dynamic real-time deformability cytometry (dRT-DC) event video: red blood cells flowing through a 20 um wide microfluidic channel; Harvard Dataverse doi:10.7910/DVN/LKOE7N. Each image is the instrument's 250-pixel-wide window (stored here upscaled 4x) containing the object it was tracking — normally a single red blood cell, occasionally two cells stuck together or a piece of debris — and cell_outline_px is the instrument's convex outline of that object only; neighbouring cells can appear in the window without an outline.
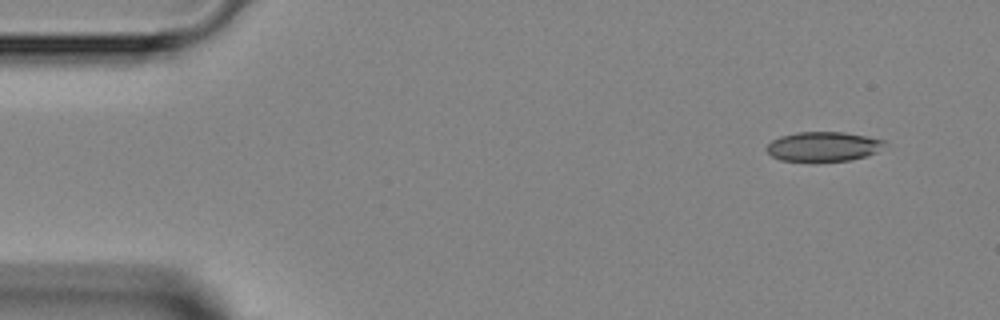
{"species": "Egyptian fruit bat (a non-hibernating species)", "species_latin": "Rousettus aegyptiacus", "temperature_condition": "room temperature", "stored_images_in_passage": 8, "camera_frame_rate_fps": 3000, "um_per_image_px": 0.085, "animal": {"sex": "female"}, "frame": {"image": 1, "passage_image": 1, "time_ms": 0.0, "image_size_px": [1000, 320], "cell_outline_px": [[884, 144], [876, 152], [852, 160], [812, 164], [780, 160], [772, 156], [764, 148], [772, 140], [780, 136], [796, 132], [844, 132], [884, 140]], "centroid_in_image_um": [69.89, 12.5], "position_along_channel_um": 15.1, "area_um2": 20.92}}
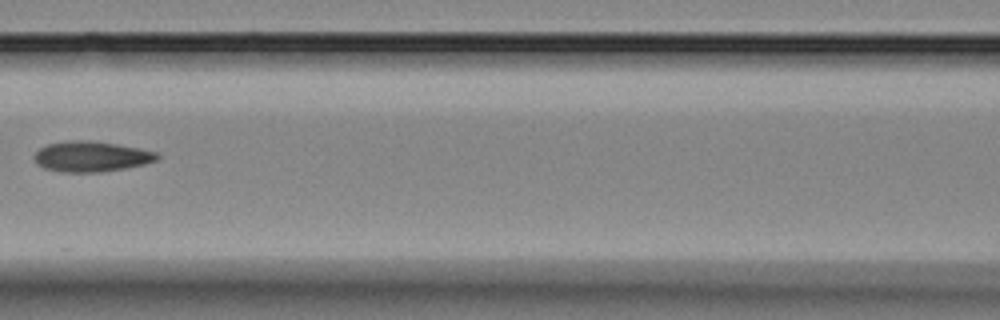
{"frame": {"image": 2, "passage_image": 6, "time_ms": 5.667, "image_size_px": [1000, 320], "cell_outline_px": [[160, 156], [156, 160], [144, 164], [124, 168], [100, 172], [64, 172], [44, 168], [36, 164], [32, 156], [40, 148], [48, 144], [68, 140], [88, 140], [116, 144], [140, 148], [156, 152]], "centroid_in_image_um": [7.72, 13.3], "position_along_channel_um": 158.9, "area_um2": 21.79}}
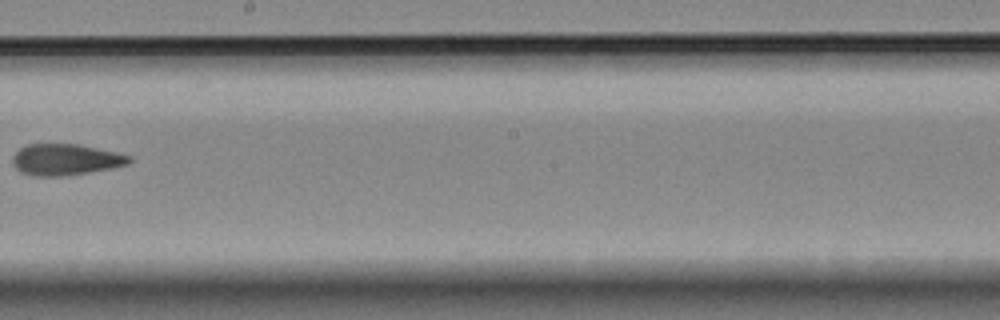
{"frame": {"image": 3, "passage_image": 8, "time_ms": 7.667, "image_size_px": [1000, 320], "cell_outline_px": [[132, 160], [128, 164], [112, 168], [88, 172], [60, 176], [36, 176], [20, 172], [12, 164], [12, 156], [20, 148], [28, 144], [80, 144], [116, 152], [132, 156]], "centroid_in_image_um": [5.57, 13.56], "position_along_channel_um": 242.6, "area_um2": 21.27}}